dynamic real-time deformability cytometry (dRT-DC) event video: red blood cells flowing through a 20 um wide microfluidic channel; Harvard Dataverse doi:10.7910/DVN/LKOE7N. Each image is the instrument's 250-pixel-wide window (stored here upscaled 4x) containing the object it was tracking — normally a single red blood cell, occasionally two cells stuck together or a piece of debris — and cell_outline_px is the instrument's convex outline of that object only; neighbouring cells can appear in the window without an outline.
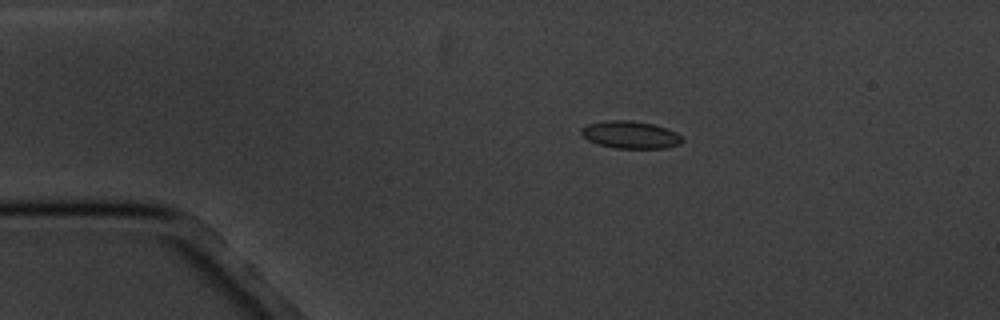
{"species": "common noctule bat (a hibernating species)", "species_latin": "Nyctalus noctula", "temperature_condition": "cold", "stored_images_in_passage": 10, "camera_frame_rate_fps": 3000, "um_per_image_px": 0.085, "animal": {"sex": "male", "body_mass_g": 20.1, "forearm_length_mm": 53.5}, "frame": {"image": 1, "passage_image": 3, "time_ms": 2.333, "image_size_px": [1000, 320], "cell_outline_px": [[684, 140], [680, 144], [664, 148], [616, 148], [600, 144], [588, 140], [580, 132], [580, 128], [588, 124], [604, 120], [628, 120], [652, 124], [676, 132]], "centroid_in_image_um": [53.57, 11.45], "position_along_channel_um": 31.4, "area_um2": 15.95}}
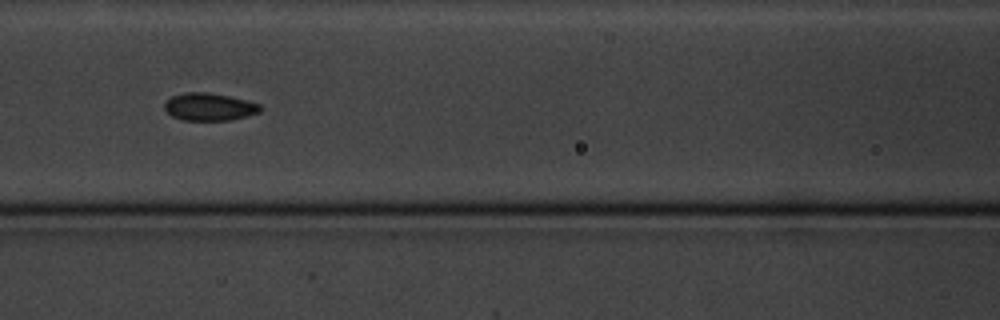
{"frame": {"image": 2, "passage_image": 7, "time_ms": 7.0, "image_size_px": [1000, 320], "cell_outline_px": [[264, 108], [260, 112], [228, 120], [180, 120], [172, 116], [164, 108], [164, 104], [172, 96], [184, 92], [208, 92], [228, 96], [260, 104]], "centroid_in_image_um": [17.78, 9.08], "position_along_channel_um": 148.8, "area_um2": 15.26}}
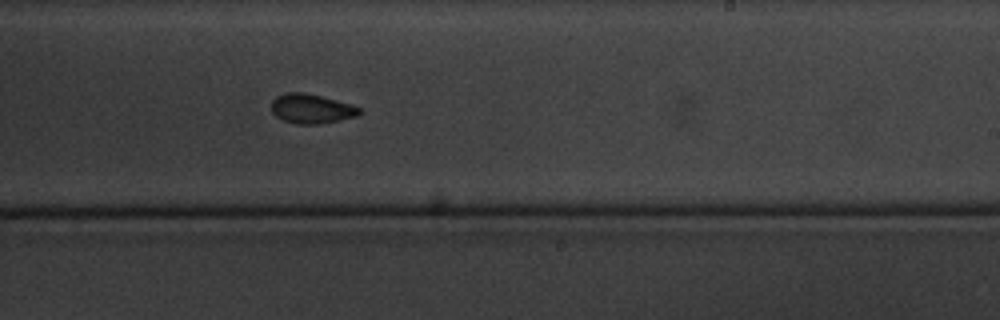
{"frame": {"image": 3, "passage_image": 10, "time_ms": 10.333, "image_size_px": [1000, 320], "cell_outline_px": [[364, 112], [360, 116], [320, 124], [296, 124], [284, 120], [276, 116], [272, 112], [272, 100], [276, 96], [284, 92], [304, 92], [336, 100], [360, 108]], "centroid_in_image_um": [26.49, 9.24], "position_along_channel_um": 262.5, "area_um2": 15.2}}